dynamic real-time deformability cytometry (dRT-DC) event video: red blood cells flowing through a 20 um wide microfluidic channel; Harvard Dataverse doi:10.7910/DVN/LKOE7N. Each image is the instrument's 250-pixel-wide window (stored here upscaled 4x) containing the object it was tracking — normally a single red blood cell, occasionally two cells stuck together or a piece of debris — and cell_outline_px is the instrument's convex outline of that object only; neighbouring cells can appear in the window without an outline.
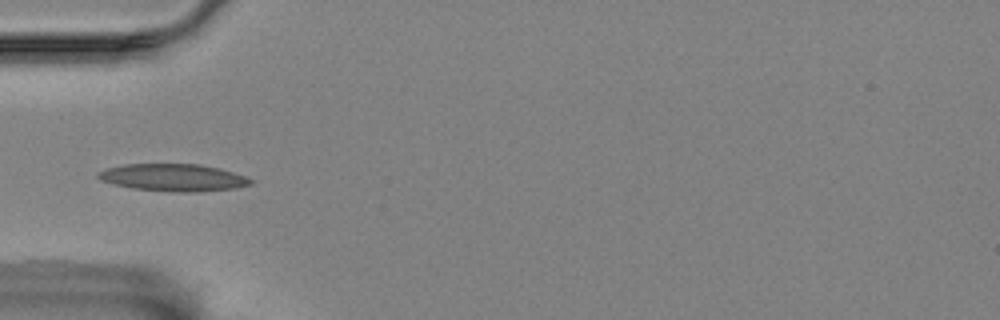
{"species": "Egyptian fruit bat (a non-hibernating species)", "species_latin": "Rousettus aegyptiacus", "temperature_condition": "room temperature", "stored_images_in_passage": 39, "camera_frame_rate_fps": 3000, "um_per_image_px": 0.085, "animal": {"sex": "female"}, "frame": {"image": 1, "passage_image": 1, "time_ms": 0.0, "image_size_px": [1000, 320], "cell_outline_px": [[256, 180], [252, 184], [236, 188], [196, 192], [176, 192], [132, 188], [112, 184], [100, 180], [96, 176], [96, 172], [108, 168], [124, 164], [200, 164], [220, 168]], "centroid_in_image_um": [14.73, 15.09], "position_along_channel_um": 70.3, "area_um2": 24.39}}
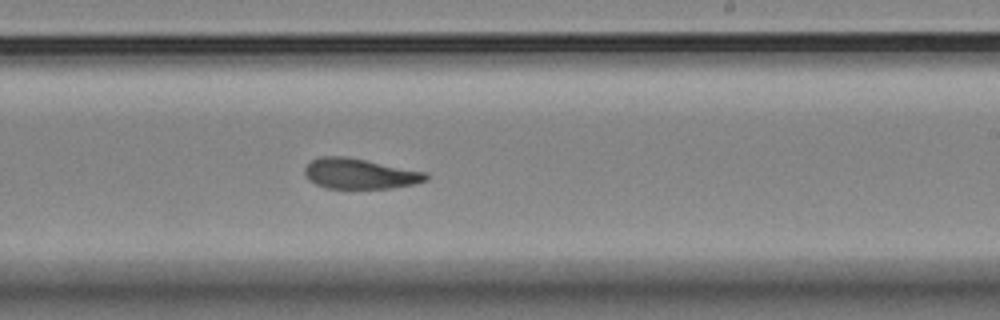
{"frame": {"image": 2, "passage_image": 17, "time_ms": 5.333, "image_size_px": [1000, 320], "cell_outline_px": [[428, 180], [412, 184], [392, 188], [324, 188], [308, 180], [304, 176], [304, 168], [312, 160], [320, 156], [348, 156], [428, 172]], "centroid_in_image_um": [30.57, 14.75], "position_along_channel_um": 258.4, "area_um2": 21.73}}
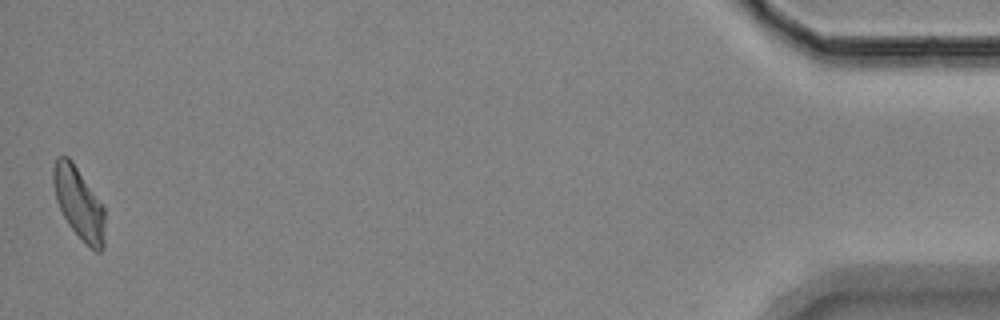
{"frame": {"image": 3, "passage_image": 39, "time_ms": 12.667, "image_size_px": [1000, 320], "cell_outline_px": [[104, 248], [100, 252], [96, 252], [68, 224], [56, 200], [52, 180], [52, 168], [56, 156], [68, 156], [72, 160], [104, 208]], "centroid_in_image_um": [6.68, 17.22], "position_along_channel_um": 428.5, "area_um2": 21.21}, "authors_computed_cell_mechanics": {"area_um2": 22.0218, "velocity_mm_per_s": 3.5199, "shape_relaxation_time_tau1_ms": 7.8983, "shape_relaxation_time_tau2_ms": 3.8201, "deformation_change_tau1": 0.1722, "deformation_change_tau2": 0.1104}}